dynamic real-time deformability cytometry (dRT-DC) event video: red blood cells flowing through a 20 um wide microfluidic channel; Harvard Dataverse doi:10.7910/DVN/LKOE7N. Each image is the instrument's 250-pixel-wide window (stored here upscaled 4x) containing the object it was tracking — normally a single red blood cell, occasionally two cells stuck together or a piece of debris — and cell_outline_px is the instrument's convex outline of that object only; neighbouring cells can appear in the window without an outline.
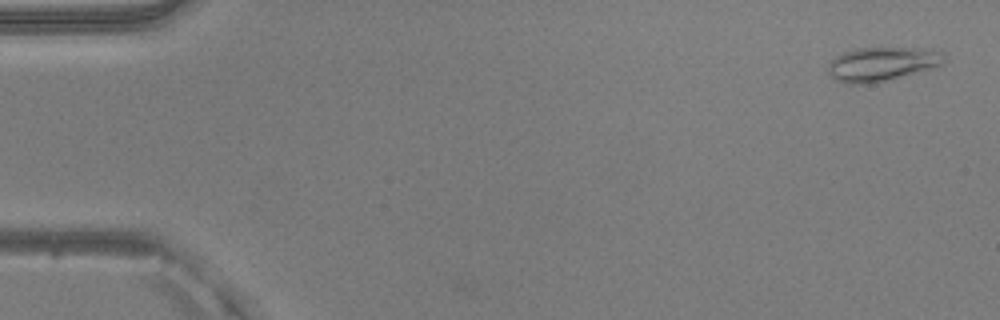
{"species": "common noctule bat (a hibernating species)", "species_latin": "Nyctalus noctula", "temperature_condition": "warm", "stored_images_in_passage": 9, "camera_frame_rate_fps": 3000, "um_per_image_px": 0.085, "animal": {"sex": "male", "body_mass_g": 20.5, "forearm_length_mm": 52.5}, "frame": {"image": 1, "passage_image": 2, "time_ms": 0.333, "image_size_px": [1000, 320], "cell_outline_px": [[944, 64], [884, 80], [868, 84], [848, 84], [832, 80], [828, 72], [828, 64], [836, 56], [844, 52], [856, 48], [932, 48], [944, 52]], "centroid_in_image_um": [74.93, 5.43], "position_along_channel_um": 10.1, "area_um2": 22.89}}